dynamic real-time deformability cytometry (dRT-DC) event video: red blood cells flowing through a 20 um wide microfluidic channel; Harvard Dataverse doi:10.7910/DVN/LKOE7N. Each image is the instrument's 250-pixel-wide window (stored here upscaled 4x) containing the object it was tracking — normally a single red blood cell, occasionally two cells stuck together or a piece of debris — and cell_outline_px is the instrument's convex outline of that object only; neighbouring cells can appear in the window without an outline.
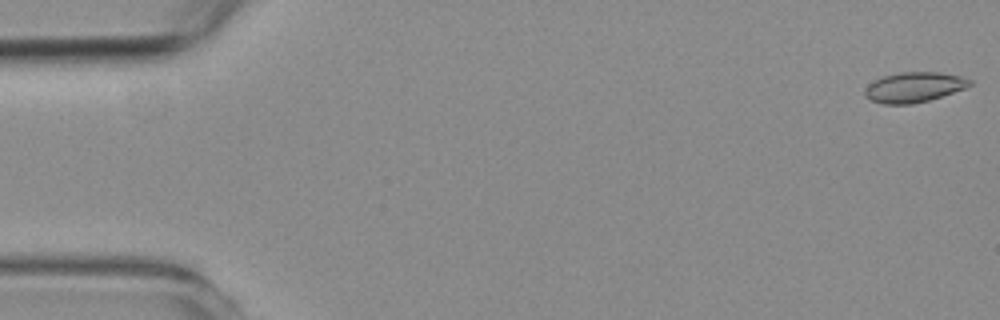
{"species": "common noctule bat (a hibernating species)", "species_latin": "Nyctalus noctula", "temperature_condition": "room temperature", "stored_images_in_passage": 58, "camera_frame_rate_fps": 3000, "um_per_image_px": 0.085, "animal": {"sex": "female", "body_mass_g": 19.3, "forearm_length_mm": 54.1}, "frame": {"image": 1, "passage_image": 1, "time_ms": 0.0, "image_size_px": [1000, 320], "cell_outline_px": [[972, 84], [964, 88], [928, 100], [912, 104], [884, 104], [872, 100], [864, 96], [864, 92], [868, 84], [884, 76], [900, 72], [940, 72], [960, 76], [972, 80]], "centroid_in_image_um": [77.68, 7.41], "position_along_channel_um": 7.3, "area_um2": 18.15}}
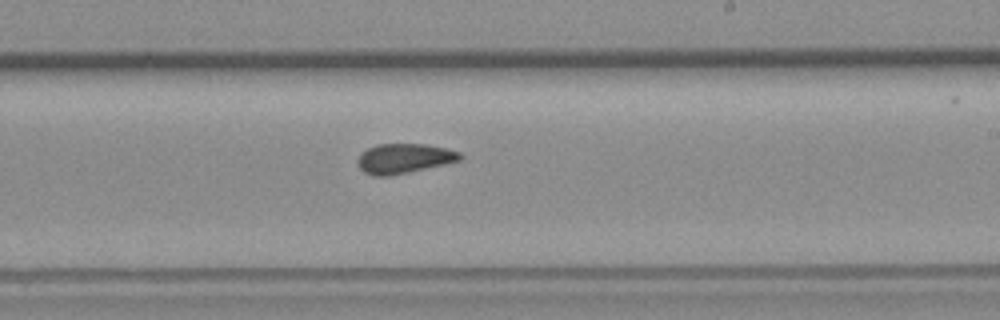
{"frame": {"image": 2, "passage_image": 34, "time_ms": 11.0, "image_size_px": [1000, 320], "cell_outline_px": [[464, 156], [460, 160], [444, 164], [392, 176], [372, 176], [364, 172], [360, 168], [356, 160], [360, 152], [376, 144], [424, 144], [448, 148], [460, 152]], "centroid_in_image_um": [34.32, 13.47], "position_along_channel_um": 254.7, "area_um2": 17.98}}
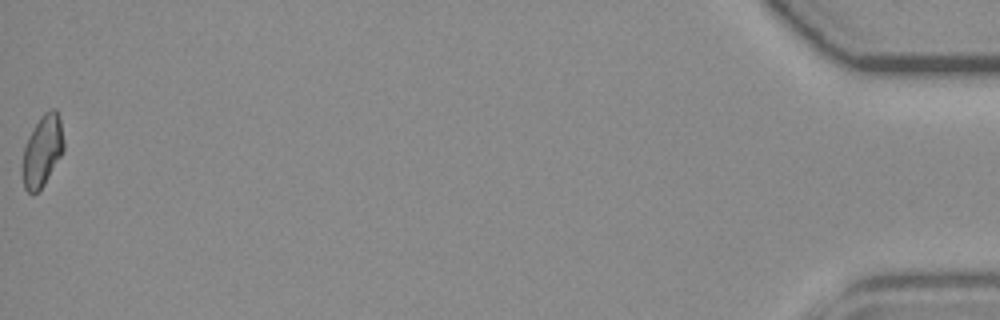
{"frame": {"image": 3, "passage_image": 58, "time_ms": 19.0, "image_size_px": [1000, 320], "cell_outline_px": [[64, 148], [60, 156], [44, 184], [36, 192], [28, 192], [24, 188], [20, 172], [20, 168], [24, 148], [28, 136], [40, 116], [44, 112], [52, 108], [56, 108], [60, 116], [64, 140]], "centroid_in_image_um": [3.57, 12.79], "position_along_channel_um": 431.6, "area_um2": 17.4}, "authors_computed_cell_mechanics": {"area_um2": 17.9758, "velocity_mm_per_s": 3.5646, "shape_relaxation_time_tau1_ms": null, "shape_relaxation_time_tau2_ms": 1.8236, "deformation_change_tau1": null, "deformation_change_tau2": 0.0654}}